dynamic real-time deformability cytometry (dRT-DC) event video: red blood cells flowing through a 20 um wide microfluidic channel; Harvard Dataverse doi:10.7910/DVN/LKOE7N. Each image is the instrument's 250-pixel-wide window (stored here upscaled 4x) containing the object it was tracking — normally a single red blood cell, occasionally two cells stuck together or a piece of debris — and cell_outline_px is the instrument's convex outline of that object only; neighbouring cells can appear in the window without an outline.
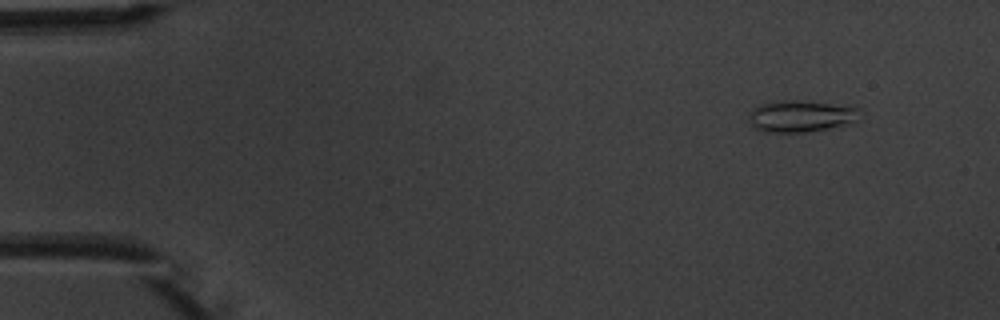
{"species": "common noctule bat (a hibernating species)", "species_latin": "Nyctalus noctula", "temperature_condition": "warm", "stored_images_in_passage": 4, "camera_frame_rate_fps": 3000, "um_per_image_px": 0.085, "animal": {"sex": "male", "body_mass_g": 20.1, "forearm_length_mm": 53.5}, "frame": {"image": 1, "passage_image": 1, "time_ms": 0.0, "image_size_px": [1000, 320], "cell_outline_px": [[860, 108], [856, 120], [852, 124], [808, 132], [764, 132], [756, 128], [752, 124], [748, 116], [752, 108], [760, 104], [784, 100], [796, 100], [852, 104]], "centroid_in_image_um": [68.15, 9.85], "position_along_channel_um": 16.8, "area_um2": 20.98}}